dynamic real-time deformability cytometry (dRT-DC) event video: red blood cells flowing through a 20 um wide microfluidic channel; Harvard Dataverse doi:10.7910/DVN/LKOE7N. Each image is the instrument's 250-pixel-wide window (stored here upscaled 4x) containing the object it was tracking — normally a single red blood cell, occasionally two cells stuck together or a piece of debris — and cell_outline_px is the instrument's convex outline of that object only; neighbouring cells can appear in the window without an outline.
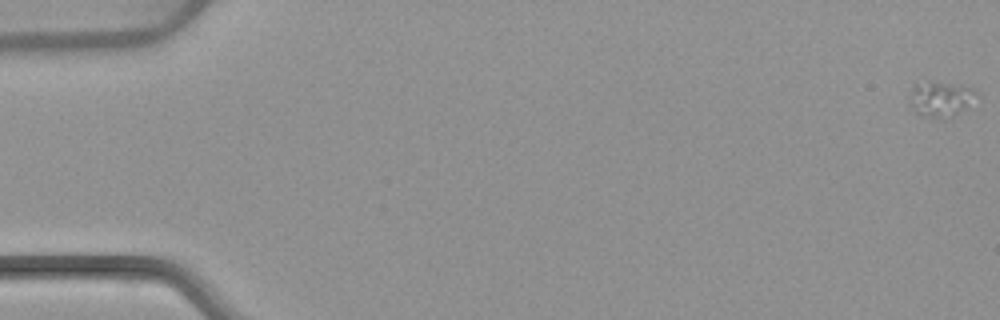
{"species": "common noctule bat (a hibernating species)", "species_latin": "Nyctalus noctula", "temperature_condition": "warm", "stored_images_in_passage": 6, "camera_frame_rate_fps": 3000, "um_per_image_px": 0.085, "animal": {"sex": "female", "body_mass_g": 22.7, "forearm_length_mm": 54.2}, "frame": {"image": 1, "passage_image": 1, "time_ms": 0.0, "image_size_px": [1000, 320], "cell_outline_px": [[980, 96], [964, 108], [944, 120], [920, 116], [912, 108], [912, 88], [916, 84], [928, 80], [972, 88]], "centroid_in_image_um": [79.97, 8.42], "position_along_channel_um": 5.0, "area_um2": 13.58}}